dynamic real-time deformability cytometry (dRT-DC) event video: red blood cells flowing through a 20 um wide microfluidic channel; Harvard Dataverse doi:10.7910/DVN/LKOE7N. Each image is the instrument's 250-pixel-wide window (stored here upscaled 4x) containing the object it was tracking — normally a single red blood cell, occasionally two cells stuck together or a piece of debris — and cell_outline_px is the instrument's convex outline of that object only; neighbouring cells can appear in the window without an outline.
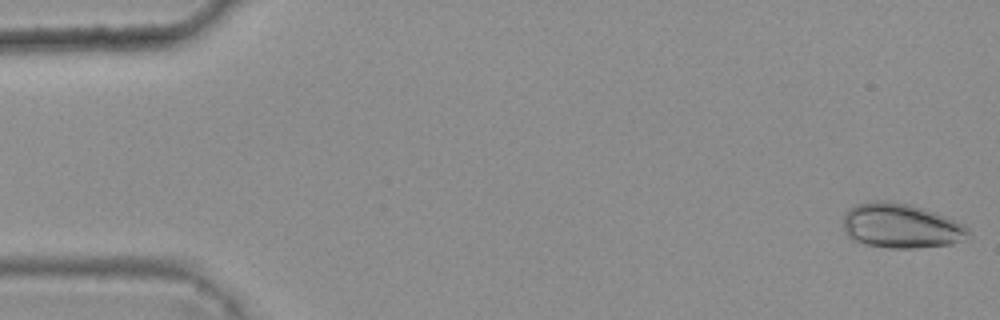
{"species": "common noctule bat (a hibernating species)", "species_latin": "Nyctalus noctula", "temperature_condition": "warm", "stored_images_in_passage": 13, "camera_frame_rate_fps": 3000, "um_per_image_px": 0.085, "animal": {"sex": "female", "body_mass_g": 25.1}, "frame": {"image": 1, "passage_image": 1, "time_ms": 0.0, "image_size_px": [1000, 320], "cell_outline_px": [[972, 236], [964, 240], [952, 244], [916, 248], [888, 248], [868, 244], [852, 240], [844, 232], [844, 216], [848, 208], [856, 204], [872, 200], [884, 200], [908, 204], [924, 208], [956, 220], [964, 224], [968, 228]], "centroid_in_image_um": [76.61, 19.19], "position_along_channel_um": 8.4, "area_um2": 32.95}}
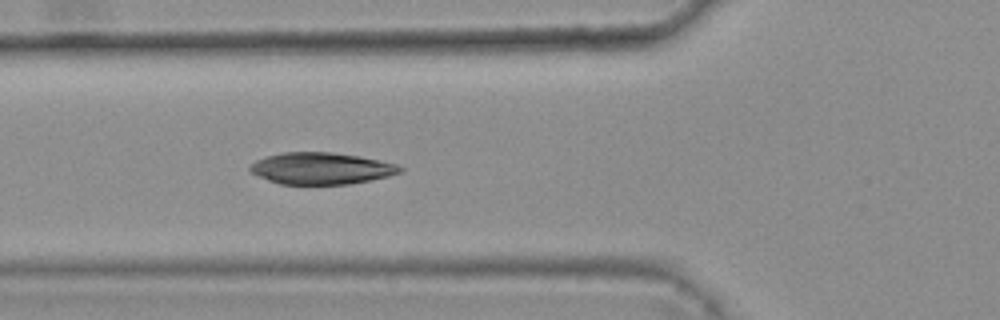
{"frame": {"image": 2, "passage_image": 13, "time_ms": 4.0, "image_size_px": [1000, 320], "cell_outline_px": [[404, 172], [388, 176], [348, 184], [280, 184], [268, 180], [252, 172], [248, 168], [256, 160], [280, 152], [332, 152], [360, 156], [396, 164], [404, 168]], "centroid_in_image_um": [27.32, 14.31], "position_along_channel_um": 98.5, "area_um2": 27.57}}